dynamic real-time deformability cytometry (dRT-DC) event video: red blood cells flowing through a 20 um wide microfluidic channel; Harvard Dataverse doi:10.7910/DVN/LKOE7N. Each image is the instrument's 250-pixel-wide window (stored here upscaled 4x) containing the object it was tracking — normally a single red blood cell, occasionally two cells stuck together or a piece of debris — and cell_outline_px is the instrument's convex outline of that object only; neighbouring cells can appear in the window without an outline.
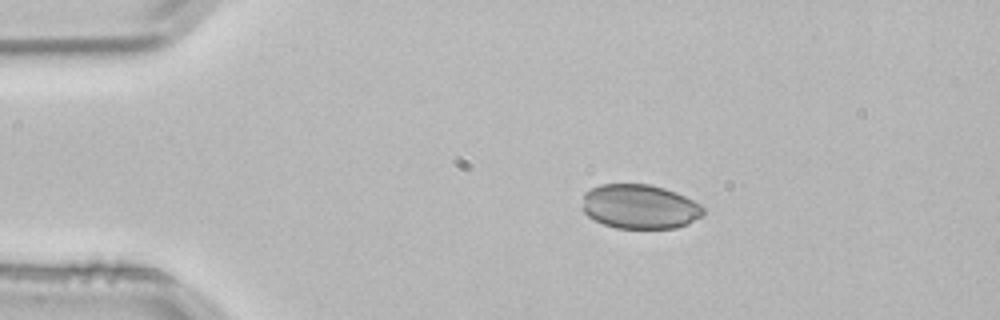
{"species": "common noctule bat (a hibernating species)", "species_latin": "Nyctalus noctula", "temperature_condition": "room temperature", "stored_images_in_passage": 2, "camera_frame_rate_fps": 3000, "um_per_image_px": 0.085, "animal": {"sex": "male", "body_mass_g": 21.5, "forearm_length_mm": 52.0}, "frame": {"image": 1, "passage_image": 1, "time_ms": 0.0, "image_size_px": [1000, 320], "cell_outline_px": [[704, 216], [688, 224], [676, 228], [616, 228], [604, 224], [588, 216], [584, 212], [584, 192], [600, 184], [648, 184], [664, 188], [676, 192], [700, 204], [704, 208]], "centroid_in_image_um": [54.41, 17.56], "position_along_channel_um": 30.6, "area_um2": 31.27}}